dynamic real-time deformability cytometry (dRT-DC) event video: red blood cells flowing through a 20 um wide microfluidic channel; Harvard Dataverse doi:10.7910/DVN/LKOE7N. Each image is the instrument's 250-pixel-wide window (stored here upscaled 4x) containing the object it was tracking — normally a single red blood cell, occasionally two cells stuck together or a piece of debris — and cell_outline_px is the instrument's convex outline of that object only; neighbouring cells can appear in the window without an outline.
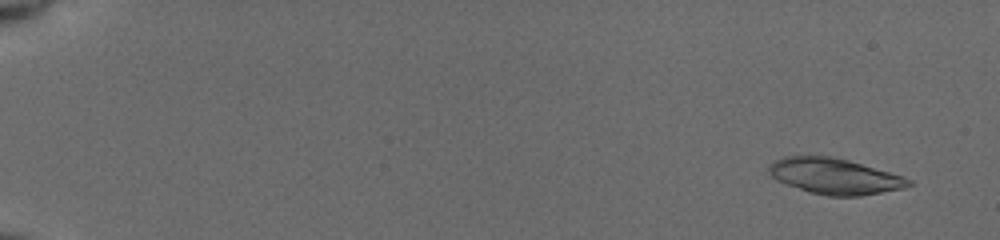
{"species": "common noctule bat (a hibernating species)", "species_latin": "Nyctalus noctula", "temperature_condition": "cold", "stored_images_in_passage": 54, "camera_frame_rate_fps": 3000, "um_per_image_px": 0.085, "animal": {"sex": "female", "body_mass_g": 19.5, "forearm_length_mm": 54.1}, "frame": {"image": 1, "passage_image": 4, "time_ms": 1.0, "image_size_px": [1000, 240], "cell_outline_px": [[912, 184], [904, 188], [860, 196], [828, 196], [808, 192], [776, 180], [768, 172], [768, 168], [776, 160], [784, 156], [828, 156], [848, 160], [904, 176], [912, 180]], "centroid_in_image_um": [70.96, 14.99], "position_along_channel_um": 14.0, "area_um2": 29.02}}
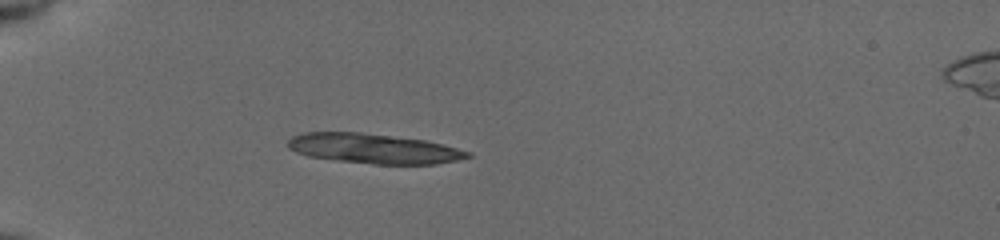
{"frame": {"image": 2, "passage_image": 18, "time_ms": 5.667, "image_size_px": [1000, 240], "cell_outline_px": [[472, 156], [456, 160], [436, 164], [376, 164], [340, 160], [308, 156], [296, 152], [288, 148], [288, 140], [292, 136], [304, 132], [360, 132], [424, 140], [444, 144], [472, 152]], "centroid_in_image_um": [31.78, 12.62], "position_along_channel_um": 53.2, "area_um2": 31.1}}
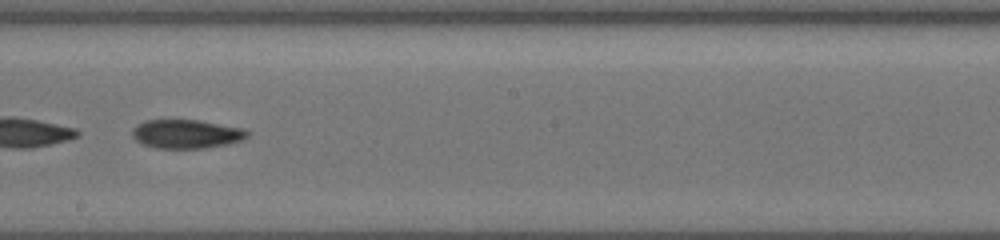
{"frame": {"image": 3, "passage_image": 34, "time_ms": 11.0, "image_size_px": [1000, 240], "cell_outline_px": [[252, 132], [248, 136], [240, 140], [228, 144], [204, 148], [156, 148], [140, 144], [132, 136], [132, 132], [140, 124], [148, 120], [196, 120], [244, 128]], "centroid_in_image_um": [15.88, 11.4], "position_along_channel_um": 232.3, "area_um2": 19.19}, "authors_computed_cell_mechanics": {"area_um2": 27.7151, "velocity_mm_per_s": 3.9368, "shape_relaxation_time_tau1_ms": 4.2212, "shape_relaxation_time_tau2_ms": null, "deformation_change_tau1": 0.1381, "deformation_change_tau2": null}}